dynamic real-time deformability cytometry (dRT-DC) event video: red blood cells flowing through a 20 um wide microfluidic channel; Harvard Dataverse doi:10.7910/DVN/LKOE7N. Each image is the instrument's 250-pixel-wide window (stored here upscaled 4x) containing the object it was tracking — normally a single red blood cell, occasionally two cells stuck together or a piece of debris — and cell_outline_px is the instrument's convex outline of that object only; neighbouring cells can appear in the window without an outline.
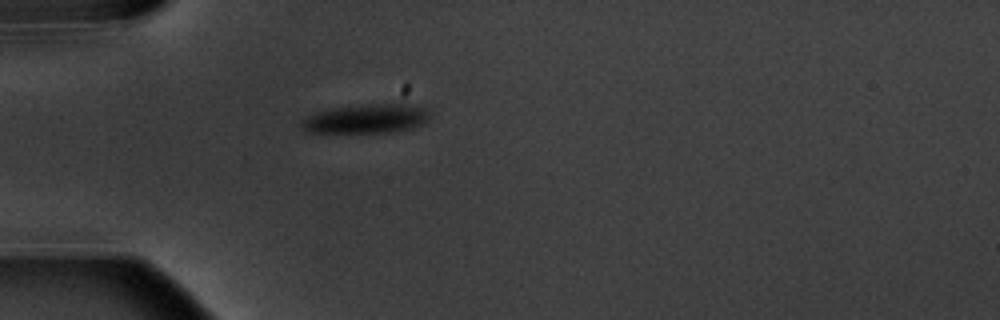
{"species": "common noctule bat (a hibernating species)", "species_latin": "Nyctalus noctula", "temperature_condition": "warm", "stored_images_in_passage": 1, "camera_frame_rate_fps": 3000, "um_per_image_px": 0.085, "animal": {"sex": "male", "body_mass_g": 20.1, "forearm_length_mm": 53.5}, "frame": {"image": 1, "passage_image": 1, "time_ms": 0.0, "image_size_px": [1000, 320], "cell_outline_px": [[428, 116], [420, 124], [396, 132], [312, 132], [304, 128], [300, 124], [300, 120], [316, 112], [332, 108], [368, 104], [412, 104], [424, 108], [428, 112]], "centroid_in_image_um": [31.1, 10.08], "position_along_channel_um": 53.9, "area_um2": 21.27}}